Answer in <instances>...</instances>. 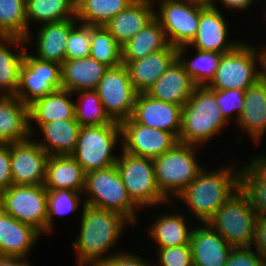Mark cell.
Returning <instances> with one entry per match:
<instances>
[{"mask_svg": "<svg viewBox=\"0 0 266 266\" xmlns=\"http://www.w3.org/2000/svg\"><path fill=\"white\" fill-rule=\"evenodd\" d=\"M82 204L80 233L71 243L77 254L76 266H101L113 255L109 251L131 223L119 213Z\"/></svg>", "mask_w": 266, "mask_h": 266, "instance_id": "obj_1", "label": "cell"}, {"mask_svg": "<svg viewBox=\"0 0 266 266\" xmlns=\"http://www.w3.org/2000/svg\"><path fill=\"white\" fill-rule=\"evenodd\" d=\"M224 166H219L216 171L203 168L195 180L176 197L177 200H183L187 210L190 209L189 214L199 221L197 223H207L239 190L240 167Z\"/></svg>", "mask_w": 266, "mask_h": 266, "instance_id": "obj_2", "label": "cell"}, {"mask_svg": "<svg viewBox=\"0 0 266 266\" xmlns=\"http://www.w3.org/2000/svg\"><path fill=\"white\" fill-rule=\"evenodd\" d=\"M227 124L216 102L214 89L196 86L189 101L182 108L179 142L201 148L221 133Z\"/></svg>", "mask_w": 266, "mask_h": 266, "instance_id": "obj_3", "label": "cell"}, {"mask_svg": "<svg viewBox=\"0 0 266 266\" xmlns=\"http://www.w3.org/2000/svg\"><path fill=\"white\" fill-rule=\"evenodd\" d=\"M198 151L199 146L178 142L169 151L153 159L157 187L169 202H172V198L176 199L204 168V165L198 164Z\"/></svg>", "mask_w": 266, "mask_h": 266, "instance_id": "obj_4", "label": "cell"}, {"mask_svg": "<svg viewBox=\"0 0 266 266\" xmlns=\"http://www.w3.org/2000/svg\"><path fill=\"white\" fill-rule=\"evenodd\" d=\"M83 193L86 205L119 213L132 225L139 221V208L129 198L116 165L87 172Z\"/></svg>", "mask_w": 266, "mask_h": 266, "instance_id": "obj_5", "label": "cell"}, {"mask_svg": "<svg viewBox=\"0 0 266 266\" xmlns=\"http://www.w3.org/2000/svg\"><path fill=\"white\" fill-rule=\"evenodd\" d=\"M118 142H122V130L116 121L108 125L81 127L71 156L86 173L105 169L115 165L118 160L119 156L114 155Z\"/></svg>", "mask_w": 266, "mask_h": 266, "instance_id": "obj_6", "label": "cell"}, {"mask_svg": "<svg viewBox=\"0 0 266 266\" xmlns=\"http://www.w3.org/2000/svg\"><path fill=\"white\" fill-rule=\"evenodd\" d=\"M259 49L241 42L232 51L224 53L216 74L207 87L217 90L239 89L245 91L255 84L263 77L262 52ZM258 66L261 68L259 69Z\"/></svg>", "mask_w": 266, "mask_h": 266, "instance_id": "obj_7", "label": "cell"}, {"mask_svg": "<svg viewBox=\"0 0 266 266\" xmlns=\"http://www.w3.org/2000/svg\"><path fill=\"white\" fill-rule=\"evenodd\" d=\"M120 153L115 165L132 202L140 209L169 204L157 187L153 159L136 156L123 149Z\"/></svg>", "mask_w": 266, "mask_h": 266, "instance_id": "obj_8", "label": "cell"}, {"mask_svg": "<svg viewBox=\"0 0 266 266\" xmlns=\"http://www.w3.org/2000/svg\"><path fill=\"white\" fill-rule=\"evenodd\" d=\"M257 218L248 198L238 190L207 223L232 247H252Z\"/></svg>", "mask_w": 266, "mask_h": 266, "instance_id": "obj_9", "label": "cell"}, {"mask_svg": "<svg viewBox=\"0 0 266 266\" xmlns=\"http://www.w3.org/2000/svg\"><path fill=\"white\" fill-rule=\"evenodd\" d=\"M154 1H158L159 7L154 18L161 24L169 44L176 48L189 45L196 36L200 13L208 6L206 0Z\"/></svg>", "mask_w": 266, "mask_h": 266, "instance_id": "obj_10", "label": "cell"}, {"mask_svg": "<svg viewBox=\"0 0 266 266\" xmlns=\"http://www.w3.org/2000/svg\"><path fill=\"white\" fill-rule=\"evenodd\" d=\"M0 208L46 236L47 190L44 185H11L0 193Z\"/></svg>", "mask_w": 266, "mask_h": 266, "instance_id": "obj_11", "label": "cell"}, {"mask_svg": "<svg viewBox=\"0 0 266 266\" xmlns=\"http://www.w3.org/2000/svg\"><path fill=\"white\" fill-rule=\"evenodd\" d=\"M95 91L113 121L121 123L132 117L137 92L124 64L109 67Z\"/></svg>", "mask_w": 266, "mask_h": 266, "instance_id": "obj_12", "label": "cell"}, {"mask_svg": "<svg viewBox=\"0 0 266 266\" xmlns=\"http://www.w3.org/2000/svg\"><path fill=\"white\" fill-rule=\"evenodd\" d=\"M58 89H62L61 65L39 60L29 54V51H26L19 73L15 97L29 106L35 100Z\"/></svg>", "mask_w": 266, "mask_h": 266, "instance_id": "obj_13", "label": "cell"}, {"mask_svg": "<svg viewBox=\"0 0 266 266\" xmlns=\"http://www.w3.org/2000/svg\"><path fill=\"white\" fill-rule=\"evenodd\" d=\"M120 126L121 148L136 156L155 159L179 142L174 134L138 124L132 118L123 120Z\"/></svg>", "mask_w": 266, "mask_h": 266, "instance_id": "obj_14", "label": "cell"}, {"mask_svg": "<svg viewBox=\"0 0 266 266\" xmlns=\"http://www.w3.org/2000/svg\"><path fill=\"white\" fill-rule=\"evenodd\" d=\"M48 157L35 139L11 143L13 185H44Z\"/></svg>", "mask_w": 266, "mask_h": 266, "instance_id": "obj_15", "label": "cell"}, {"mask_svg": "<svg viewBox=\"0 0 266 266\" xmlns=\"http://www.w3.org/2000/svg\"><path fill=\"white\" fill-rule=\"evenodd\" d=\"M182 108L177 104L156 100L146 93H137L131 118L138 124L170 132L179 139Z\"/></svg>", "mask_w": 266, "mask_h": 266, "instance_id": "obj_16", "label": "cell"}, {"mask_svg": "<svg viewBox=\"0 0 266 266\" xmlns=\"http://www.w3.org/2000/svg\"><path fill=\"white\" fill-rule=\"evenodd\" d=\"M219 9L207 6L200 13L199 27L196 36L188 48L201 51L228 53L241 42L230 41L228 23Z\"/></svg>", "mask_w": 266, "mask_h": 266, "instance_id": "obj_17", "label": "cell"}, {"mask_svg": "<svg viewBox=\"0 0 266 266\" xmlns=\"http://www.w3.org/2000/svg\"><path fill=\"white\" fill-rule=\"evenodd\" d=\"M189 225L194 266H224L233 247L208 223Z\"/></svg>", "mask_w": 266, "mask_h": 266, "instance_id": "obj_18", "label": "cell"}, {"mask_svg": "<svg viewBox=\"0 0 266 266\" xmlns=\"http://www.w3.org/2000/svg\"><path fill=\"white\" fill-rule=\"evenodd\" d=\"M177 59V48L168 45L165 49L149 54L136 61H122L137 93H146L155 81Z\"/></svg>", "mask_w": 266, "mask_h": 266, "instance_id": "obj_19", "label": "cell"}, {"mask_svg": "<svg viewBox=\"0 0 266 266\" xmlns=\"http://www.w3.org/2000/svg\"><path fill=\"white\" fill-rule=\"evenodd\" d=\"M245 105L236 125L257 145L266 132V79L260 78L245 90ZM242 128V129H241Z\"/></svg>", "mask_w": 266, "mask_h": 266, "instance_id": "obj_20", "label": "cell"}, {"mask_svg": "<svg viewBox=\"0 0 266 266\" xmlns=\"http://www.w3.org/2000/svg\"><path fill=\"white\" fill-rule=\"evenodd\" d=\"M154 6L151 0H134L104 27L122 47L154 19Z\"/></svg>", "mask_w": 266, "mask_h": 266, "instance_id": "obj_21", "label": "cell"}, {"mask_svg": "<svg viewBox=\"0 0 266 266\" xmlns=\"http://www.w3.org/2000/svg\"><path fill=\"white\" fill-rule=\"evenodd\" d=\"M196 85L176 59L147 90L150 97L183 107L193 94Z\"/></svg>", "mask_w": 266, "mask_h": 266, "instance_id": "obj_22", "label": "cell"}, {"mask_svg": "<svg viewBox=\"0 0 266 266\" xmlns=\"http://www.w3.org/2000/svg\"><path fill=\"white\" fill-rule=\"evenodd\" d=\"M42 235L0 208V255L28 258Z\"/></svg>", "mask_w": 266, "mask_h": 266, "instance_id": "obj_23", "label": "cell"}, {"mask_svg": "<svg viewBox=\"0 0 266 266\" xmlns=\"http://www.w3.org/2000/svg\"><path fill=\"white\" fill-rule=\"evenodd\" d=\"M32 138L29 106L18 97L4 96L0 100V144L22 142Z\"/></svg>", "mask_w": 266, "mask_h": 266, "instance_id": "obj_24", "label": "cell"}, {"mask_svg": "<svg viewBox=\"0 0 266 266\" xmlns=\"http://www.w3.org/2000/svg\"><path fill=\"white\" fill-rule=\"evenodd\" d=\"M78 23L77 19L55 23H45L39 26L36 35V52L32 56L39 60L55 62L60 65L66 60V43L70 30Z\"/></svg>", "mask_w": 266, "mask_h": 266, "instance_id": "obj_25", "label": "cell"}, {"mask_svg": "<svg viewBox=\"0 0 266 266\" xmlns=\"http://www.w3.org/2000/svg\"><path fill=\"white\" fill-rule=\"evenodd\" d=\"M72 95L68 90L58 89L29 105L30 132L33 137L35 129L32 122L40 127L57 120H75V101L70 98Z\"/></svg>", "mask_w": 266, "mask_h": 266, "instance_id": "obj_26", "label": "cell"}, {"mask_svg": "<svg viewBox=\"0 0 266 266\" xmlns=\"http://www.w3.org/2000/svg\"><path fill=\"white\" fill-rule=\"evenodd\" d=\"M86 172L71 155H52L46 163L44 187L46 190L83 192Z\"/></svg>", "mask_w": 266, "mask_h": 266, "instance_id": "obj_27", "label": "cell"}, {"mask_svg": "<svg viewBox=\"0 0 266 266\" xmlns=\"http://www.w3.org/2000/svg\"><path fill=\"white\" fill-rule=\"evenodd\" d=\"M27 46L23 38L0 36V93L5 96H15Z\"/></svg>", "mask_w": 266, "mask_h": 266, "instance_id": "obj_28", "label": "cell"}, {"mask_svg": "<svg viewBox=\"0 0 266 266\" xmlns=\"http://www.w3.org/2000/svg\"><path fill=\"white\" fill-rule=\"evenodd\" d=\"M109 67L92 57L65 60L61 65L62 89L72 93L95 90Z\"/></svg>", "mask_w": 266, "mask_h": 266, "instance_id": "obj_29", "label": "cell"}, {"mask_svg": "<svg viewBox=\"0 0 266 266\" xmlns=\"http://www.w3.org/2000/svg\"><path fill=\"white\" fill-rule=\"evenodd\" d=\"M255 156L240 168L239 190L248 198L257 216H266V156Z\"/></svg>", "mask_w": 266, "mask_h": 266, "instance_id": "obj_30", "label": "cell"}, {"mask_svg": "<svg viewBox=\"0 0 266 266\" xmlns=\"http://www.w3.org/2000/svg\"><path fill=\"white\" fill-rule=\"evenodd\" d=\"M81 126L76 120H57L42 124L44 138L37 143L45 150L48 156L71 155L75 150ZM39 141V142H38Z\"/></svg>", "mask_w": 266, "mask_h": 266, "instance_id": "obj_31", "label": "cell"}, {"mask_svg": "<svg viewBox=\"0 0 266 266\" xmlns=\"http://www.w3.org/2000/svg\"><path fill=\"white\" fill-rule=\"evenodd\" d=\"M76 18V0H26V44L33 40L30 22L55 23Z\"/></svg>", "mask_w": 266, "mask_h": 266, "instance_id": "obj_32", "label": "cell"}, {"mask_svg": "<svg viewBox=\"0 0 266 266\" xmlns=\"http://www.w3.org/2000/svg\"><path fill=\"white\" fill-rule=\"evenodd\" d=\"M186 216L177 213H164L157 216L153 224L148 228L152 241L157 247H174L190 244L192 228L188 225Z\"/></svg>", "mask_w": 266, "mask_h": 266, "instance_id": "obj_33", "label": "cell"}, {"mask_svg": "<svg viewBox=\"0 0 266 266\" xmlns=\"http://www.w3.org/2000/svg\"><path fill=\"white\" fill-rule=\"evenodd\" d=\"M168 45L169 42L161 24L154 18L121 47L122 61L143 59L149 54L165 49Z\"/></svg>", "mask_w": 266, "mask_h": 266, "instance_id": "obj_34", "label": "cell"}, {"mask_svg": "<svg viewBox=\"0 0 266 266\" xmlns=\"http://www.w3.org/2000/svg\"><path fill=\"white\" fill-rule=\"evenodd\" d=\"M188 45L177 48V60L196 86H207L214 78L224 53L195 49L194 58L186 59Z\"/></svg>", "mask_w": 266, "mask_h": 266, "instance_id": "obj_35", "label": "cell"}, {"mask_svg": "<svg viewBox=\"0 0 266 266\" xmlns=\"http://www.w3.org/2000/svg\"><path fill=\"white\" fill-rule=\"evenodd\" d=\"M134 0H76V19L91 26H104Z\"/></svg>", "mask_w": 266, "mask_h": 266, "instance_id": "obj_36", "label": "cell"}, {"mask_svg": "<svg viewBox=\"0 0 266 266\" xmlns=\"http://www.w3.org/2000/svg\"><path fill=\"white\" fill-rule=\"evenodd\" d=\"M90 57L107 67L122 64L121 46L104 26L90 25Z\"/></svg>", "mask_w": 266, "mask_h": 266, "instance_id": "obj_37", "label": "cell"}, {"mask_svg": "<svg viewBox=\"0 0 266 266\" xmlns=\"http://www.w3.org/2000/svg\"><path fill=\"white\" fill-rule=\"evenodd\" d=\"M75 102V120L81 127L108 125L114 121L106 113L104 106L95 90H82Z\"/></svg>", "mask_w": 266, "mask_h": 266, "instance_id": "obj_38", "label": "cell"}, {"mask_svg": "<svg viewBox=\"0 0 266 266\" xmlns=\"http://www.w3.org/2000/svg\"><path fill=\"white\" fill-rule=\"evenodd\" d=\"M0 36L27 37L26 0H0Z\"/></svg>", "mask_w": 266, "mask_h": 266, "instance_id": "obj_39", "label": "cell"}, {"mask_svg": "<svg viewBox=\"0 0 266 266\" xmlns=\"http://www.w3.org/2000/svg\"><path fill=\"white\" fill-rule=\"evenodd\" d=\"M81 194V195H80ZM83 192L72 190H47V220H46V236L54 229V217L64 216L71 212H76L81 205V196Z\"/></svg>", "mask_w": 266, "mask_h": 266, "instance_id": "obj_40", "label": "cell"}, {"mask_svg": "<svg viewBox=\"0 0 266 266\" xmlns=\"http://www.w3.org/2000/svg\"><path fill=\"white\" fill-rule=\"evenodd\" d=\"M66 60L90 56V25L78 22L69 33L66 43Z\"/></svg>", "mask_w": 266, "mask_h": 266, "instance_id": "obj_41", "label": "cell"}, {"mask_svg": "<svg viewBox=\"0 0 266 266\" xmlns=\"http://www.w3.org/2000/svg\"><path fill=\"white\" fill-rule=\"evenodd\" d=\"M214 95L216 96V102L224 119L230 123L234 114L233 117L237 123L238 118L244 109L245 91L239 89H214Z\"/></svg>", "mask_w": 266, "mask_h": 266, "instance_id": "obj_42", "label": "cell"}, {"mask_svg": "<svg viewBox=\"0 0 266 266\" xmlns=\"http://www.w3.org/2000/svg\"><path fill=\"white\" fill-rule=\"evenodd\" d=\"M156 266H194L190 244L174 247H157Z\"/></svg>", "mask_w": 266, "mask_h": 266, "instance_id": "obj_43", "label": "cell"}, {"mask_svg": "<svg viewBox=\"0 0 266 266\" xmlns=\"http://www.w3.org/2000/svg\"><path fill=\"white\" fill-rule=\"evenodd\" d=\"M253 247H233L224 266H259L263 259Z\"/></svg>", "mask_w": 266, "mask_h": 266, "instance_id": "obj_44", "label": "cell"}, {"mask_svg": "<svg viewBox=\"0 0 266 266\" xmlns=\"http://www.w3.org/2000/svg\"><path fill=\"white\" fill-rule=\"evenodd\" d=\"M10 164L11 144H0V193L13 185Z\"/></svg>", "mask_w": 266, "mask_h": 266, "instance_id": "obj_45", "label": "cell"}, {"mask_svg": "<svg viewBox=\"0 0 266 266\" xmlns=\"http://www.w3.org/2000/svg\"><path fill=\"white\" fill-rule=\"evenodd\" d=\"M149 263V261H145L141 256L120 250V252L113 253L101 266H156Z\"/></svg>", "mask_w": 266, "mask_h": 266, "instance_id": "obj_46", "label": "cell"}, {"mask_svg": "<svg viewBox=\"0 0 266 266\" xmlns=\"http://www.w3.org/2000/svg\"><path fill=\"white\" fill-rule=\"evenodd\" d=\"M252 246L263 261H266V216L257 218Z\"/></svg>", "mask_w": 266, "mask_h": 266, "instance_id": "obj_47", "label": "cell"}, {"mask_svg": "<svg viewBox=\"0 0 266 266\" xmlns=\"http://www.w3.org/2000/svg\"><path fill=\"white\" fill-rule=\"evenodd\" d=\"M216 1H220L222 6H224L223 8H226V10L232 9L238 11H246L251 5L254 6L252 3L256 2V0H206L208 6L218 9V6H216Z\"/></svg>", "mask_w": 266, "mask_h": 266, "instance_id": "obj_48", "label": "cell"}, {"mask_svg": "<svg viewBox=\"0 0 266 266\" xmlns=\"http://www.w3.org/2000/svg\"><path fill=\"white\" fill-rule=\"evenodd\" d=\"M27 258L0 255V266H31Z\"/></svg>", "mask_w": 266, "mask_h": 266, "instance_id": "obj_49", "label": "cell"}, {"mask_svg": "<svg viewBox=\"0 0 266 266\" xmlns=\"http://www.w3.org/2000/svg\"><path fill=\"white\" fill-rule=\"evenodd\" d=\"M262 52V71L263 77L266 79V48H261Z\"/></svg>", "mask_w": 266, "mask_h": 266, "instance_id": "obj_50", "label": "cell"}, {"mask_svg": "<svg viewBox=\"0 0 266 266\" xmlns=\"http://www.w3.org/2000/svg\"><path fill=\"white\" fill-rule=\"evenodd\" d=\"M259 266H266V261H262Z\"/></svg>", "mask_w": 266, "mask_h": 266, "instance_id": "obj_51", "label": "cell"}, {"mask_svg": "<svg viewBox=\"0 0 266 266\" xmlns=\"http://www.w3.org/2000/svg\"><path fill=\"white\" fill-rule=\"evenodd\" d=\"M5 95H3L2 93H0V100L4 97Z\"/></svg>", "mask_w": 266, "mask_h": 266, "instance_id": "obj_52", "label": "cell"}]
</instances>
